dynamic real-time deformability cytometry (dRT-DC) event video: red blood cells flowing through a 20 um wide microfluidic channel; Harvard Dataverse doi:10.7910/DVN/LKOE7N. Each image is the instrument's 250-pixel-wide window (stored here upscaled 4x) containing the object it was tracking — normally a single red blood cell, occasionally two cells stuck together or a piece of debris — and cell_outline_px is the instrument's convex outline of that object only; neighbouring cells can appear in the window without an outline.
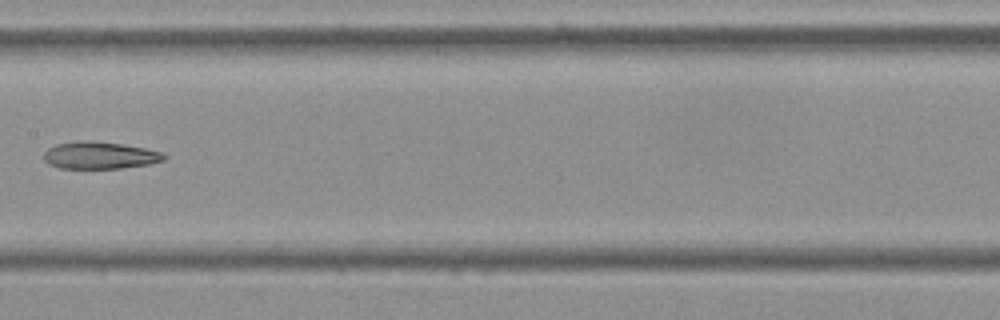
{"species": "Egyptian fruit bat (a non-hibernating species)", "species_latin": "Rousettus aegyptiacus", "temperature_condition": "cold", "stored_images_in_passage": 9, "camera_frame_rate_fps": 3000, "um_per_image_px": 0.085, "frame": {"image": 1, "passage_image": 6, "time_ms": 1.667, "image_size_px": [1000, 320], "cell_outline_px": [[168, 156], [164, 160], [148, 164], [120, 168], [60, 168], [48, 164], [44, 160], [44, 152], [48, 148], [56, 144], [76, 140], [88, 140], [124, 144], [164, 152]], "centroid_in_image_um": [8.48, 13.19], "position_along_channel_um": 198.9, "area_um2": 19.19}}
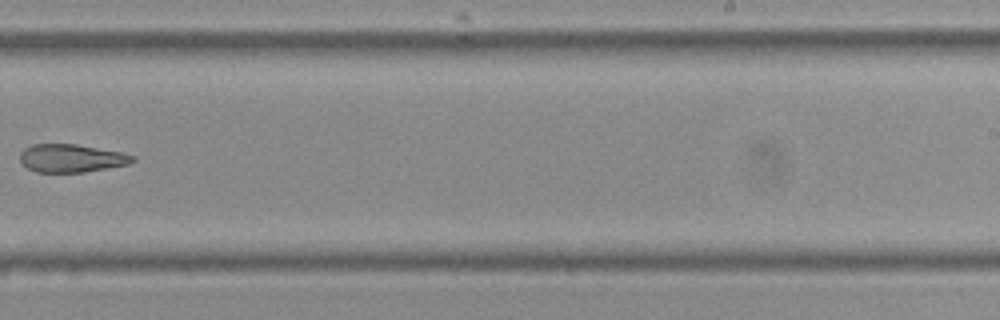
{"frame": {"image": 2, "passage_image": 8, "time_ms": 2.333, "image_size_px": [1000, 320], "cell_outline_px": [[136, 160], [128, 164], [84, 172], [36, 172], [28, 168], [20, 160], [20, 152], [24, 148], [32, 144], [76, 144], [120, 152], [136, 156]], "centroid_in_image_um": [6.06, 13.44], "position_along_channel_um": 282.9, "area_um2": 18.32}}
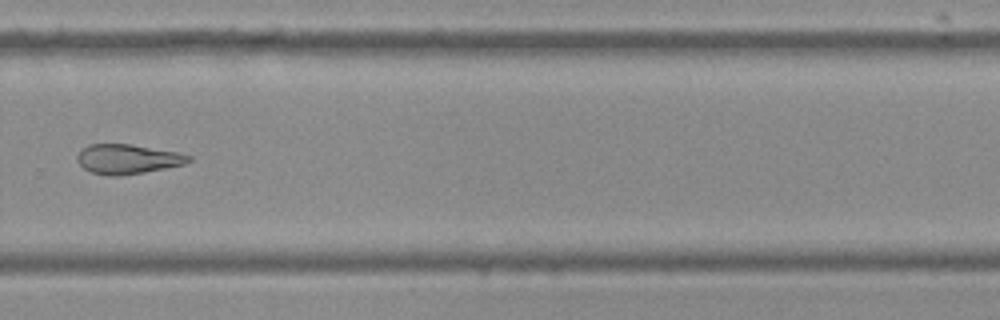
{"frame": {"image": 3, "passage_image": 9, "time_ms": 2.667, "image_size_px": [1000, 320], "cell_outline_px": [[192, 160], [184, 164], [144, 172], [116, 176], [108, 176], [92, 172], [84, 168], [76, 160], [76, 156], [80, 148], [88, 144], [128, 144], [180, 152], [192, 156]], "centroid_in_image_um": [10.82, 13.51], "position_along_channel_um": 319.0, "area_um2": 19.31}}